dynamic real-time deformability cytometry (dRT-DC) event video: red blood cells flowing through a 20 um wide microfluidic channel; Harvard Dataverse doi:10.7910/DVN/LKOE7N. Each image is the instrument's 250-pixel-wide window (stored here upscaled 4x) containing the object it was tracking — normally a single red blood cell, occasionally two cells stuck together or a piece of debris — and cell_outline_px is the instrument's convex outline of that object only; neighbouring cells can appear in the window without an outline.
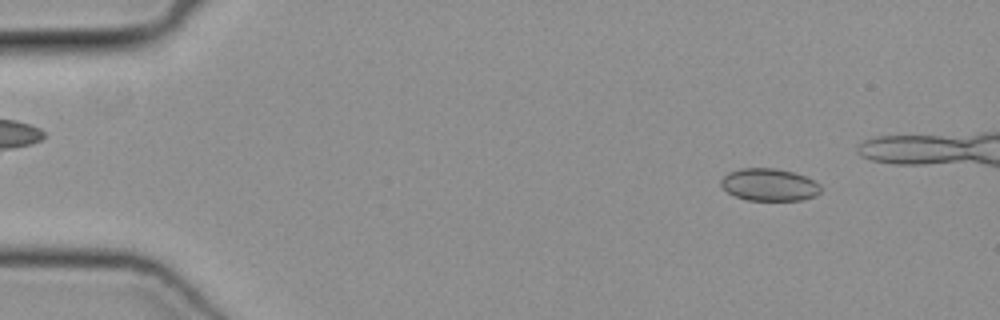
{"species": "common noctule bat (a hibernating species)", "species_latin": "Nyctalus noctula", "temperature_condition": "cold", "stored_images_in_passage": 43, "camera_frame_rate_fps": 3000, "um_per_image_px": 0.085, "animal": {"sex": "female", "body_mass_g": 19.3, "forearm_length_mm": 54.1}, "frame": {"image": 1, "passage_image": 6, "time_ms": 1.667, "image_size_px": [1000, 320], "cell_outline_px": [[820, 192], [816, 196], [800, 200], [748, 200], [736, 196], [728, 192], [720, 184], [720, 180], [728, 172], [740, 168], [776, 168], [792, 172], [804, 176], [820, 184]], "centroid_in_image_um": [65.37, 15.7], "position_along_channel_um": 19.6, "area_um2": 18.73}}
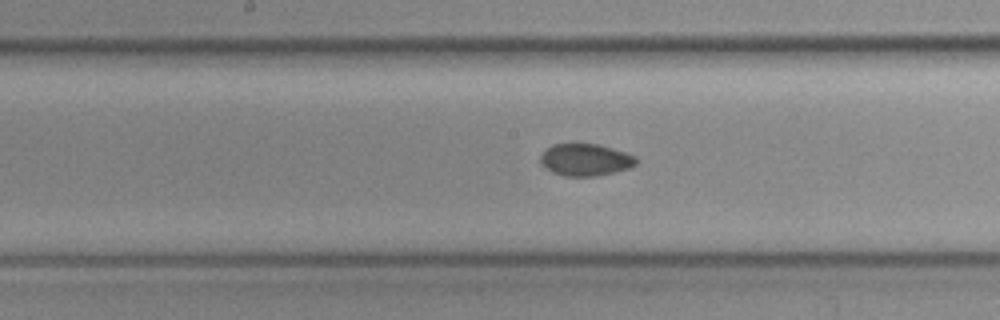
{"frame": {"image": 2, "passage_image": 26, "time_ms": 8.333, "image_size_px": [1000, 320], "cell_outline_px": [[636, 164], [628, 168], [596, 176], [564, 176], [552, 172], [540, 160], [540, 156], [552, 144], [600, 144], [636, 156]], "centroid_in_image_um": [49.77, 13.57], "position_along_channel_um": 198.4, "area_um2": 17.57}}
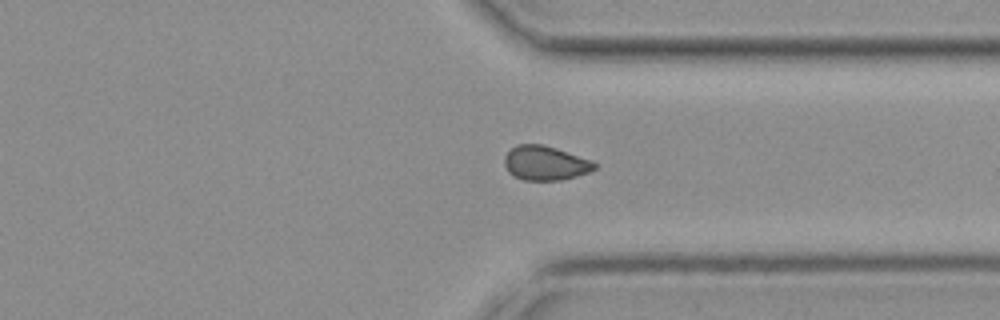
{"frame": {"image": 3, "passage_image": 38, "time_ms": 12.333, "image_size_px": [1000, 320], "cell_outline_px": [[600, 164], [596, 168], [588, 172], [576, 176], [560, 180], [524, 180], [512, 176], [508, 172], [504, 164], [504, 156], [516, 144], [544, 144], [592, 160]], "centroid_in_image_um": [46.35, 13.86], "position_along_channel_um": 365.1, "area_um2": 18.21}}